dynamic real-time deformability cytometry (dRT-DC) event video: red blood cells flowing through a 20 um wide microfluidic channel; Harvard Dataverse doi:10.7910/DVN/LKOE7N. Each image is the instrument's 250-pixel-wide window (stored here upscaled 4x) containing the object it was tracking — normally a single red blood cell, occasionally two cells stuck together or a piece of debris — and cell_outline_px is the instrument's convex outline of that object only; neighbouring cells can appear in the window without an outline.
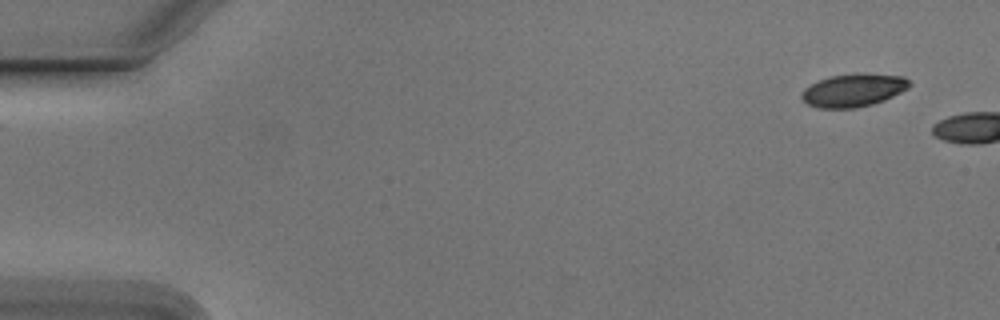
{"species": "Egyptian fruit bat (a non-hibernating species)", "species_latin": "Rousettus aegyptiacus", "temperature_condition": "cold", "stored_images_in_passage": 4, "camera_frame_rate_fps": 3000, "um_per_image_px": 0.085, "animal": {"sex": "male"}, "frame": {"image": 1, "passage_image": 1, "time_ms": 0.0, "image_size_px": [1000, 320], "cell_outline_px": [[912, 84], [908, 88], [884, 100], [872, 104], [856, 108], [816, 108], [808, 104], [800, 96], [804, 88], [820, 80], [832, 76], [904, 76]], "centroid_in_image_um": [72.5, 7.73], "position_along_channel_um": 12.5, "area_um2": 19.71}}